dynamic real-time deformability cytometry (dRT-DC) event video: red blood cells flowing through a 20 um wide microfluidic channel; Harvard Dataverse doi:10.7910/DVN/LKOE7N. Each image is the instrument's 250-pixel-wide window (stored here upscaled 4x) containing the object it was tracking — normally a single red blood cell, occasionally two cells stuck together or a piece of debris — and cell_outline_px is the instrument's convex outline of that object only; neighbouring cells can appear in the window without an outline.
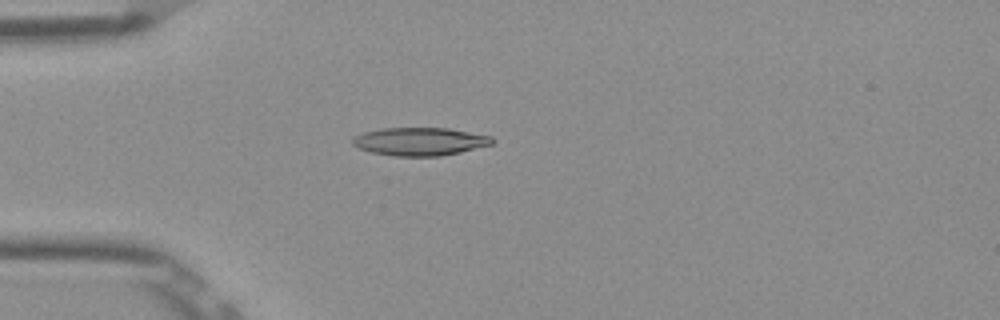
{"species": "Egyptian fruit bat (a non-hibernating species)", "species_latin": "Rousettus aegyptiacus", "temperature_condition": "room temperature", "stored_images_in_passage": 41, "camera_frame_rate_fps": 3000, "um_per_image_px": 0.085, "frame": {"image": 1, "passage_image": 3, "time_ms": 0.667, "image_size_px": [1000, 320], "cell_outline_px": [[496, 140], [492, 144], [460, 152], [440, 156], [392, 156], [372, 152], [360, 148], [352, 144], [352, 140], [356, 136], [364, 132], [380, 128], [448, 128], [492, 136]], "centroid_in_image_um": [35.71, 12.02], "position_along_channel_um": 49.3, "area_um2": 22.77}}
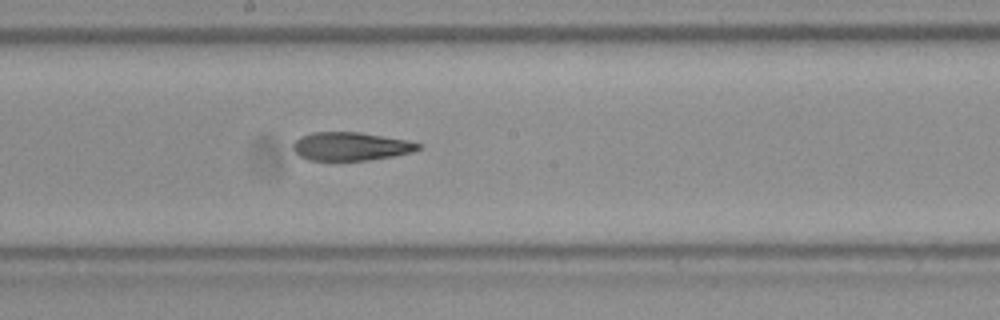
{"frame": {"image": 2, "passage_image": 17, "time_ms": 5.333, "image_size_px": [1000, 320], "cell_outline_px": [[424, 144], [420, 148], [412, 152], [392, 156], [368, 160], [308, 160], [300, 156], [292, 148], [292, 144], [300, 136], [312, 132], [360, 132], [408, 140]], "centroid_in_image_um": [29.82, 12.43], "position_along_channel_um": 218.4, "area_um2": 20.75}}
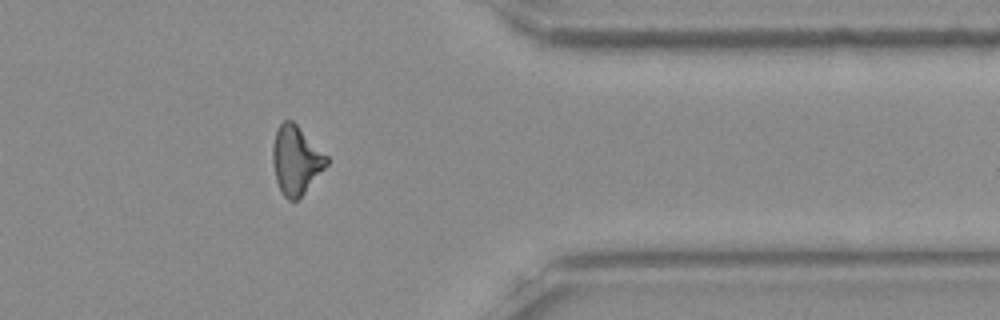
{"frame": {"image": 3, "passage_image": 31, "time_ms": 10.0, "image_size_px": [1000, 320], "cell_outline_px": [[328, 164], [304, 192], [296, 200], [288, 200], [280, 192], [276, 180], [272, 164], [272, 144], [276, 128], [284, 120], [292, 120], [328, 156]], "centroid_in_image_um": [25.13, 13.59], "position_along_channel_um": 386.3, "area_um2": 21.5}, "authors_computed_cell_mechanics": {"area_um2": 21.6172, "velocity_mm_per_s": 3.905, "shape_relaxation_time_tau1_ms": null, "shape_relaxation_time_tau2_ms": 7.0453, "deformation_change_tau1": null, "deformation_change_tau2": 0.1994}}